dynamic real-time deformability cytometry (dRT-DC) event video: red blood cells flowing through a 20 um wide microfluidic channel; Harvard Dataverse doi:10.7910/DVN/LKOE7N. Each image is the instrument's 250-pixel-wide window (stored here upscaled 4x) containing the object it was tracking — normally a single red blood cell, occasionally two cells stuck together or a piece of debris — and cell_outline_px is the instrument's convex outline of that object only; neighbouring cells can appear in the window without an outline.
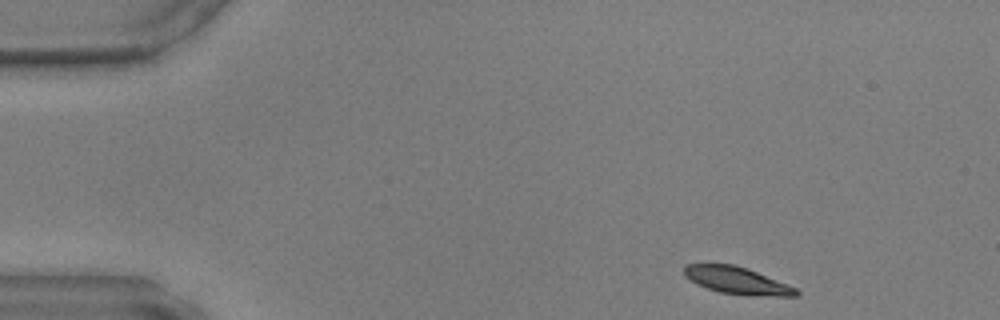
{"species": "common noctule bat (a hibernating species)", "species_latin": "Nyctalus noctula", "temperature_condition": "warm", "stored_images_in_passage": 43, "camera_frame_rate_fps": 3000, "um_per_image_px": 0.085, "animal": {"sex": "male", "body_mass_g": 17.9, "forearm_length_mm": 54.2}, "frame": {"image": 1, "passage_image": 1, "time_ms": 0.0, "image_size_px": [1000, 320], "cell_outline_px": [[800, 292], [796, 296], [748, 296], [720, 292], [696, 284], [684, 276], [684, 264], [732, 264], [748, 268], [788, 284], [796, 288]], "centroid_in_image_um": [62.66, 23.85], "position_along_channel_um": 22.3, "area_um2": 17.86}}
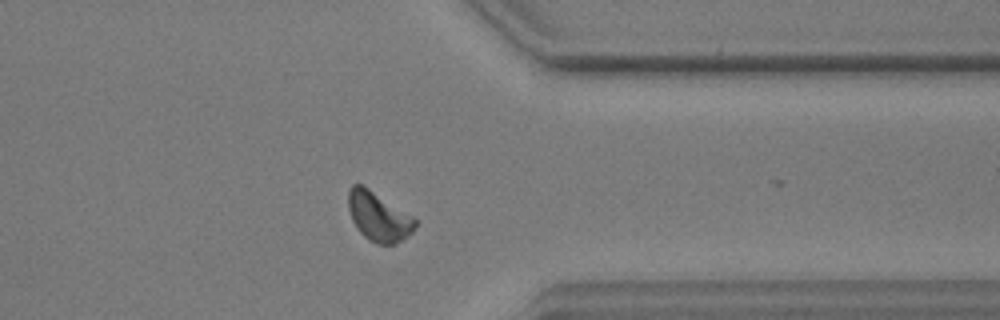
{"frame": {"image": 2, "passage_image": 33, "time_ms": 10.667, "image_size_px": [1000, 320], "cell_outline_px": [[416, 228], [408, 236], [396, 244], [376, 244], [368, 240], [356, 228], [352, 220], [348, 208], [348, 188], [352, 184], [360, 184], [368, 188], [412, 216], [416, 220]], "centroid_in_image_um": [32.15, 18.42], "position_along_channel_um": 379.2, "area_um2": 19.13}}
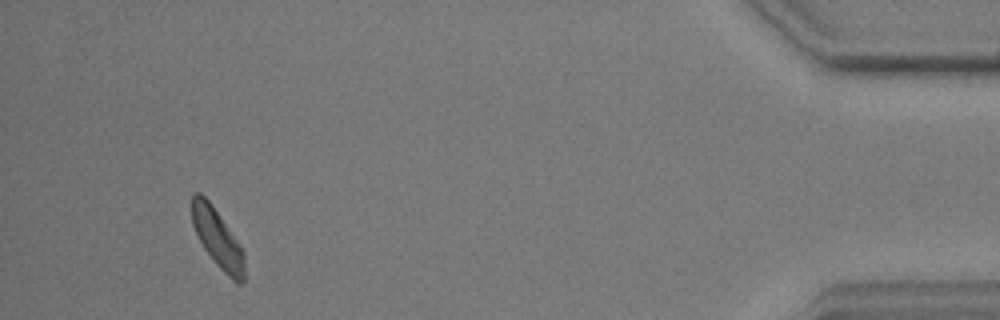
{"frame": {"image": 3, "passage_image": 40, "time_ms": 13.0, "image_size_px": [1000, 320], "cell_outline_px": [[244, 280], [240, 284], [232, 280], [216, 264], [204, 248], [192, 224], [192, 192], [200, 192], [208, 200], [240, 244], [244, 252]], "centroid_in_image_um": [18.49, 20.26], "position_along_channel_um": 416.7, "area_um2": 17.63}}